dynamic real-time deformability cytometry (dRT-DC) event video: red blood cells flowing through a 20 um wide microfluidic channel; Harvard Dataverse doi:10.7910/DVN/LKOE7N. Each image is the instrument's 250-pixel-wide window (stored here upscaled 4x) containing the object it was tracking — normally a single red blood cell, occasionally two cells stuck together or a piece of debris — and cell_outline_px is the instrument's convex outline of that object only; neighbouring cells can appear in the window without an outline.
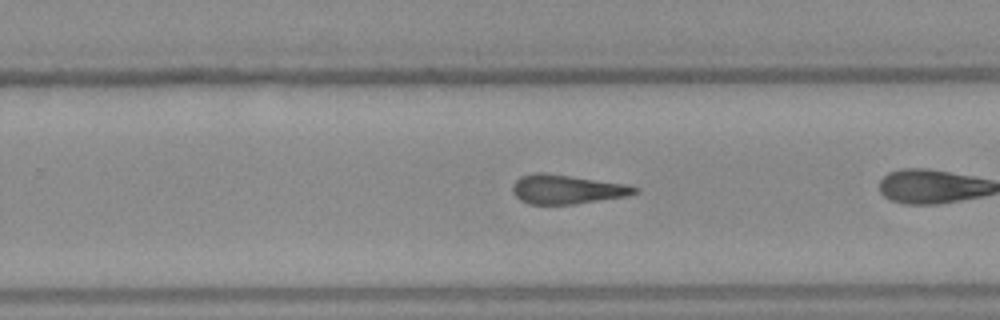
{"species": "Egyptian fruit bat (a non-hibernating species)", "species_latin": "Rousettus aegyptiacus", "temperature_condition": "warm", "stored_images_in_passage": 17, "camera_frame_rate_fps": 3000, "um_per_image_px": 0.085, "frame": {"image": 1, "passage_image": 15, "time_ms": 4.667, "image_size_px": [1000, 320], "cell_outline_px": [[640, 188], [636, 192], [628, 196], [572, 204], [528, 204], [520, 200], [512, 192], [512, 184], [520, 176], [536, 172], [544, 172], [628, 184]], "centroid_in_image_um": [48.16, 16.08], "position_along_channel_um": 281.6, "area_um2": 20.87}}